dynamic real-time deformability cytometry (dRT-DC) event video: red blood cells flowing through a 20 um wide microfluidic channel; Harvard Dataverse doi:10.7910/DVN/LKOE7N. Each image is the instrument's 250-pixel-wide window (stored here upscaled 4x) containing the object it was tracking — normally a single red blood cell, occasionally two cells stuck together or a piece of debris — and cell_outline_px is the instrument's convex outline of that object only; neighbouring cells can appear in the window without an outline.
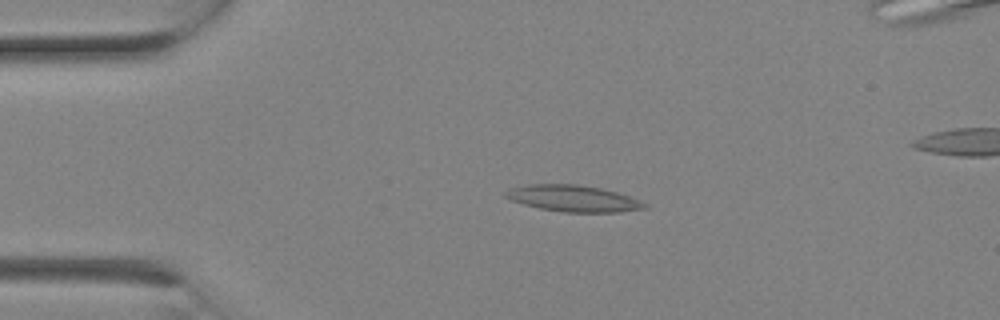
{"species": "Egyptian fruit bat (a non-hibernating species)", "species_latin": "Rousettus aegyptiacus", "temperature_condition": "room temperature", "stored_images_in_passage": 3, "camera_frame_rate_fps": 3000, "um_per_image_px": 0.085, "animal": {"sex": "female"}, "frame": {"image": 1, "passage_image": 2, "time_ms": 0.333, "image_size_px": [1000, 320], "cell_outline_px": [[648, 208], [620, 212], [564, 212], [540, 208], [524, 204], [512, 200], [504, 196], [504, 192], [508, 188], [528, 184], [576, 184], [600, 188], [616, 192], [628, 196], [648, 204]], "centroid_in_image_um": [48.71, 16.86], "position_along_channel_um": 36.3, "area_um2": 21.33}}